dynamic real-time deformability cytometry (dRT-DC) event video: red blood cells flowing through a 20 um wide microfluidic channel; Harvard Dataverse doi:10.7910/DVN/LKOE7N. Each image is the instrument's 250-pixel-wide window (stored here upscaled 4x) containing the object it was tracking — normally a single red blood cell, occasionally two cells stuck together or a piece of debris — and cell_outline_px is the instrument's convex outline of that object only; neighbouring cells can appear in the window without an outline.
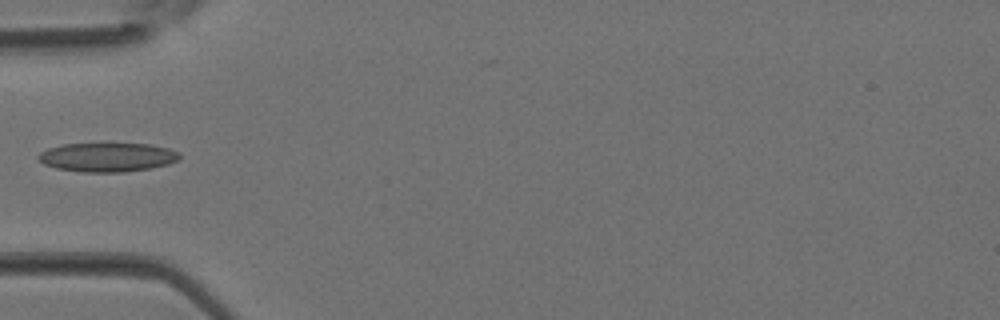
{"species": "Egyptian fruit bat (a non-hibernating species)", "species_latin": "Rousettus aegyptiacus", "temperature_condition": "room temperature", "stored_images_in_passage": 4, "camera_frame_rate_fps": 3000, "um_per_image_px": 0.085, "animal": {"sex": "female"}, "frame": {"image": 1, "passage_image": 4, "time_ms": 1.0, "image_size_px": [1000, 320], "cell_outline_px": [[180, 160], [168, 164], [152, 168], [124, 172], [80, 172], [56, 168], [44, 164], [36, 156], [40, 152], [48, 148], [64, 144], [148, 144], [168, 148], [180, 152]], "centroid_in_image_um": [9.14, 13.37], "position_along_channel_um": 75.9, "area_um2": 23.93}}